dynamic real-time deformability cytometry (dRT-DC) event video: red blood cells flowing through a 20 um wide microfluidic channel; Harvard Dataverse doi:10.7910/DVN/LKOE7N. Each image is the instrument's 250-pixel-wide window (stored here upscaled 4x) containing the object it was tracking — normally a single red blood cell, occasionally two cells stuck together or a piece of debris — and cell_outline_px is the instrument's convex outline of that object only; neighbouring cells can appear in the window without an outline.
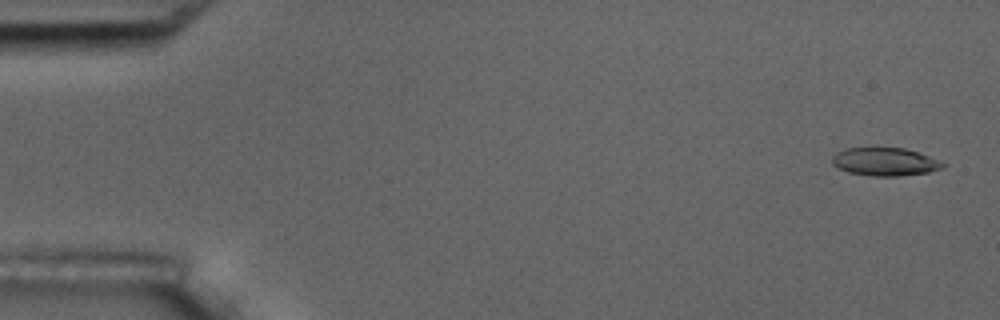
{"species": "common noctule bat (a hibernating species)", "species_latin": "Nyctalus noctula", "temperature_condition": "room temperature", "stored_images_in_passage": 11, "camera_frame_rate_fps": 3000, "um_per_image_px": 0.085, "animal": {"sex": "male", "body_mass_g": 17.5, "forearm_length_mm": 52.3}, "frame": {"image": 1, "passage_image": 1, "time_ms": 0.0, "image_size_px": [1000, 320], "cell_outline_px": [[948, 164], [944, 168], [928, 172], [896, 176], [872, 176], [848, 172], [832, 164], [832, 156], [836, 152], [844, 148], [876, 144], [904, 148], [928, 156]], "centroid_in_image_um": [75.17, 13.69], "position_along_channel_um": 9.8, "area_um2": 18.9}}
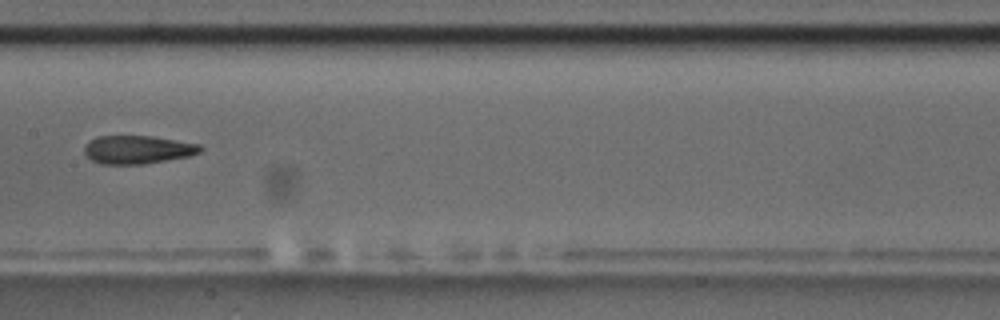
{"frame": {"image": 2, "passage_image": 9, "time_ms": 9.0, "image_size_px": [1000, 320], "cell_outline_px": [[204, 148], [200, 152], [188, 156], [144, 164], [100, 164], [92, 160], [84, 152], [84, 144], [88, 140], [96, 136], [152, 136], [200, 144]], "centroid_in_image_um": [11.67, 12.71], "position_along_channel_um": 195.7, "area_um2": 19.19}}
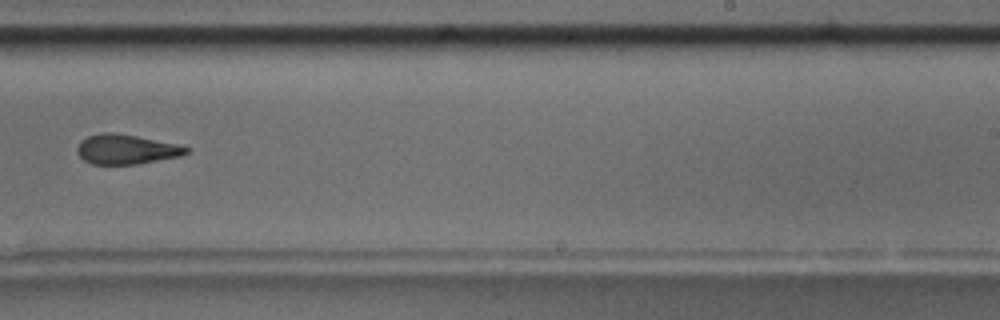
{"frame": {"image": 3, "passage_image": 11, "time_ms": 11.333, "image_size_px": [1000, 320], "cell_outline_px": [[188, 152], [180, 156], [136, 164], [92, 164], [84, 160], [76, 152], [76, 148], [80, 140], [88, 136], [100, 132], [112, 132], [136, 136], [176, 144], [188, 148]], "centroid_in_image_um": [10.66, 12.68], "position_along_channel_um": 278.3, "area_um2": 18.73}}